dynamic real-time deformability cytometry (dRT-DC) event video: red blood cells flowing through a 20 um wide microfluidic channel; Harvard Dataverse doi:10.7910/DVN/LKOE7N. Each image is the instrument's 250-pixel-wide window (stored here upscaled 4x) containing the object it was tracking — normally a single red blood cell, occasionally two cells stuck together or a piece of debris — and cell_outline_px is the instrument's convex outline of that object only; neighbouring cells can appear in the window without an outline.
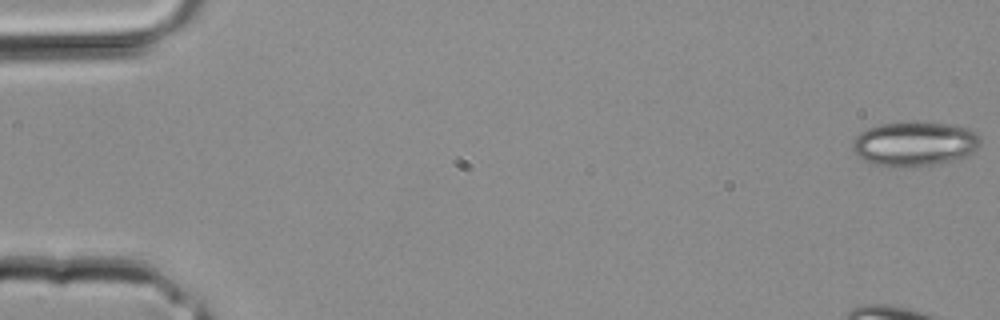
{"species": "common noctule bat (a hibernating species)", "species_latin": "Nyctalus noctula", "temperature_condition": "room temperature", "stored_images_in_passage": 2, "camera_frame_rate_fps": 3000, "um_per_image_px": 0.085, "animal": {"sex": "male", "body_mass_g": 20.4}, "frame": {"image": 1, "passage_image": 2, "time_ms": 0.333, "image_size_px": [1000, 320], "cell_outline_px": [[980, 144], [972, 152], [964, 156], [932, 164], [896, 168], [872, 164], [856, 156], [852, 148], [852, 140], [860, 132], [868, 128], [880, 124], [912, 120], [916, 120], [952, 124], [968, 128], [976, 132], [980, 136]], "centroid_in_image_um": [77.69, 12.19], "position_along_channel_um": 7.3, "area_um2": 33.64}}